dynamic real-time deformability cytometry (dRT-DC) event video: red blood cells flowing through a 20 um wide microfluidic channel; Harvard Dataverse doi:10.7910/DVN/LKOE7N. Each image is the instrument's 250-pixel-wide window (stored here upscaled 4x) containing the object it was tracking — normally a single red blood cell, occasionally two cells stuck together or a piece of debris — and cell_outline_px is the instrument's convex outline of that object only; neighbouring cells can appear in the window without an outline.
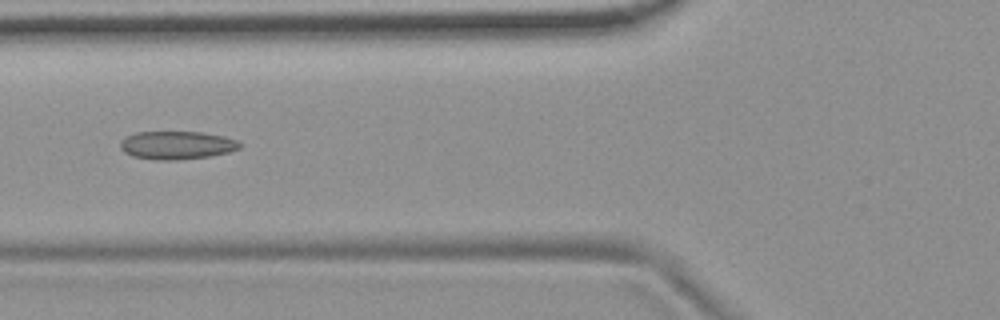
{"species": "common noctule bat (a hibernating species)", "species_latin": "Nyctalus noctula", "temperature_condition": "room temperature", "stored_images_in_passage": 7, "camera_frame_rate_fps": 3000, "um_per_image_px": 0.085, "animal": {"sex": "female", "body_mass_g": 19.9}, "frame": {"image": 1, "passage_image": 5, "time_ms": 4.667, "image_size_px": [1000, 320], "cell_outline_px": [[240, 148], [228, 152], [212, 156], [176, 160], [156, 160], [132, 156], [124, 152], [120, 148], [120, 140], [136, 132], [204, 132], [224, 136], [236, 140], [240, 144]], "centroid_in_image_um": [15.02, 12.34], "position_along_channel_um": 110.8, "area_um2": 19.65}}
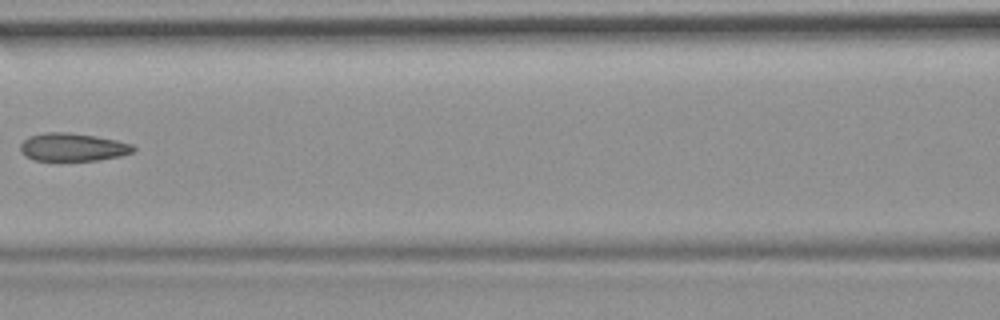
{"frame": {"image": 2, "passage_image": 6, "time_ms": 6.0, "image_size_px": [1000, 320], "cell_outline_px": [[136, 148], [132, 152], [120, 156], [100, 160], [36, 160], [24, 156], [20, 152], [20, 144], [28, 136], [44, 132], [68, 132], [96, 136], [116, 140], [132, 144]], "centroid_in_image_um": [6.16, 12.5], "position_along_channel_um": 160.4, "area_um2": 18.5}}
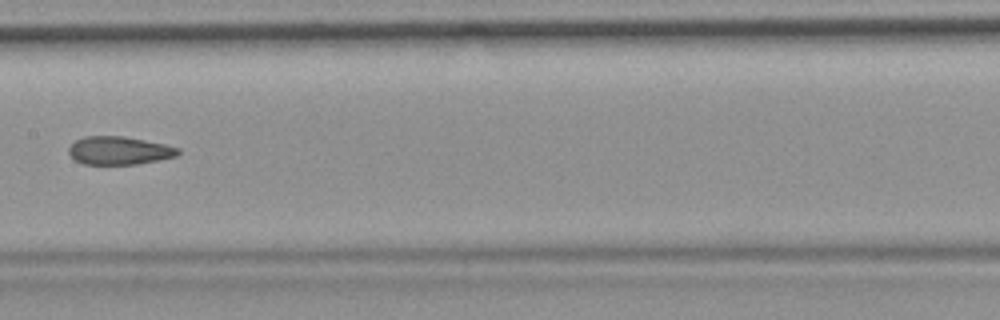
{"frame": {"image": 3, "passage_image": 7, "time_ms": 7.0, "image_size_px": [1000, 320], "cell_outline_px": [[180, 152], [176, 156], [136, 164], [84, 164], [76, 160], [68, 152], [68, 148], [76, 140], [84, 136], [124, 136], [164, 144], [180, 148]], "centroid_in_image_um": [10.12, 12.79], "position_along_channel_um": 197.3, "area_um2": 17.74}}